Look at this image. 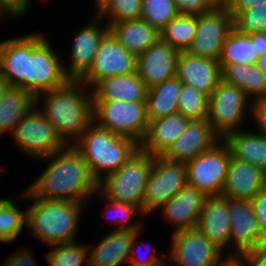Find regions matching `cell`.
<instances>
[{
  "mask_svg": "<svg viewBox=\"0 0 266 266\" xmlns=\"http://www.w3.org/2000/svg\"><path fill=\"white\" fill-rule=\"evenodd\" d=\"M175 76L209 97L221 80V68L217 60L180 52Z\"/></svg>",
  "mask_w": 266,
  "mask_h": 266,
  "instance_id": "44dd1931",
  "label": "cell"
},
{
  "mask_svg": "<svg viewBox=\"0 0 266 266\" xmlns=\"http://www.w3.org/2000/svg\"><path fill=\"white\" fill-rule=\"evenodd\" d=\"M86 87L80 80H69L64 86L35 97V105L67 145L72 141L73 144L93 122L92 92L88 95ZM40 99L44 107L38 105Z\"/></svg>",
  "mask_w": 266,
  "mask_h": 266,
  "instance_id": "7a4b0ae2",
  "label": "cell"
},
{
  "mask_svg": "<svg viewBox=\"0 0 266 266\" xmlns=\"http://www.w3.org/2000/svg\"><path fill=\"white\" fill-rule=\"evenodd\" d=\"M93 121L140 144L147 131L146 102L93 101Z\"/></svg>",
  "mask_w": 266,
  "mask_h": 266,
  "instance_id": "8992f818",
  "label": "cell"
},
{
  "mask_svg": "<svg viewBox=\"0 0 266 266\" xmlns=\"http://www.w3.org/2000/svg\"><path fill=\"white\" fill-rule=\"evenodd\" d=\"M179 15H200L214 5L209 0H173Z\"/></svg>",
  "mask_w": 266,
  "mask_h": 266,
  "instance_id": "60d3db41",
  "label": "cell"
},
{
  "mask_svg": "<svg viewBox=\"0 0 266 266\" xmlns=\"http://www.w3.org/2000/svg\"><path fill=\"white\" fill-rule=\"evenodd\" d=\"M179 51L160 38L137 56L136 73L147 88L175 77Z\"/></svg>",
  "mask_w": 266,
  "mask_h": 266,
  "instance_id": "d6986e66",
  "label": "cell"
},
{
  "mask_svg": "<svg viewBox=\"0 0 266 266\" xmlns=\"http://www.w3.org/2000/svg\"><path fill=\"white\" fill-rule=\"evenodd\" d=\"M189 122L190 119L179 112L152 120L139 149L152 156H162Z\"/></svg>",
  "mask_w": 266,
  "mask_h": 266,
  "instance_id": "cb8c5ba5",
  "label": "cell"
},
{
  "mask_svg": "<svg viewBox=\"0 0 266 266\" xmlns=\"http://www.w3.org/2000/svg\"><path fill=\"white\" fill-rule=\"evenodd\" d=\"M250 201L262 236L266 240V188L259 191Z\"/></svg>",
  "mask_w": 266,
  "mask_h": 266,
  "instance_id": "7bdbcfd3",
  "label": "cell"
},
{
  "mask_svg": "<svg viewBox=\"0 0 266 266\" xmlns=\"http://www.w3.org/2000/svg\"><path fill=\"white\" fill-rule=\"evenodd\" d=\"M212 266H242L241 256L240 255H229L226 258H220L214 265Z\"/></svg>",
  "mask_w": 266,
  "mask_h": 266,
  "instance_id": "f907efd6",
  "label": "cell"
},
{
  "mask_svg": "<svg viewBox=\"0 0 266 266\" xmlns=\"http://www.w3.org/2000/svg\"><path fill=\"white\" fill-rule=\"evenodd\" d=\"M109 31L136 57L160 38V32L142 18L114 23L109 27Z\"/></svg>",
  "mask_w": 266,
  "mask_h": 266,
  "instance_id": "4316f807",
  "label": "cell"
},
{
  "mask_svg": "<svg viewBox=\"0 0 266 266\" xmlns=\"http://www.w3.org/2000/svg\"><path fill=\"white\" fill-rule=\"evenodd\" d=\"M46 38L41 32L0 42L1 74L9 86L24 90L27 56Z\"/></svg>",
  "mask_w": 266,
  "mask_h": 266,
  "instance_id": "e0dca14e",
  "label": "cell"
},
{
  "mask_svg": "<svg viewBox=\"0 0 266 266\" xmlns=\"http://www.w3.org/2000/svg\"><path fill=\"white\" fill-rule=\"evenodd\" d=\"M74 241L53 245V250L47 254L49 266H88V245L77 244Z\"/></svg>",
  "mask_w": 266,
  "mask_h": 266,
  "instance_id": "d590c367",
  "label": "cell"
},
{
  "mask_svg": "<svg viewBox=\"0 0 266 266\" xmlns=\"http://www.w3.org/2000/svg\"><path fill=\"white\" fill-rule=\"evenodd\" d=\"M242 266H266V245L241 255Z\"/></svg>",
  "mask_w": 266,
  "mask_h": 266,
  "instance_id": "bcb514c9",
  "label": "cell"
},
{
  "mask_svg": "<svg viewBox=\"0 0 266 266\" xmlns=\"http://www.w3.org/2000/svg\"><path fill=\"white\" fill-rule=\"evenodd\" d=\"M95 6L98 9L106 0H94Z\"/></svg>",
  "mask_w": 266,
  "mask_h": 266,
  "instance_id": "11a10c76",
  "label": "cell"
},
{
  "mask_svg": "<svg viewBox=\"0 0 266 266\" xmlns=\"http://www.w3.org/2000/svg\"><path fill=\"white\" fill-rule=\"evenodd\" d=\"M29 198L27 226L31 234L51 246L76 240L79 218L87 202L48 200L33 196L28 190L20 198Z\"/></svg>",
  "mask_w": 266,
  "mask_h": 266,
  "instance_id": "3957f363",
  "label": "cell"
},
{
  "mask_svg": "<svg viewBox=\"0 0 266 266\" xmlns=\"http://www.w3.org/2000/svg\"><path fill=\"white\" fill-rule=\"evenodd\" d=\"M187 184L186 163L154 156L142 202L144 216L158 211Z\"/></svg>",
  "mask_w": 266,
  "mask_h": 266,
  "instance_id": "9c48e42d",
  "label": "cell"
},
{
  "mask_svg": "<svg viewBox=\"0 0 266 266\" xmlns=\"http://www.w3.org/2000/svg\"><path fill=\"white\" fill-rule=\"evenodd\" d=\"M95 10L101 19H109L110 27L114 23L141 18L142 0H106Z\"/></svg>",
  "mask_w": 266,
  "mask_h": 266,
  "instance_id": "e575fe53",
  "label": "cell"
},
{
  "mask_svg": "<svg viewBox=\"0 0 266 266\" xmlns=\"http://www.w3.org/2000/svg\"><path fill=\"white\" fill-rule=\"evenodd\" d=\"M5 15V17H7V15L0 9V17L3 18ZM3 16V17H2Z\"/></svg>",
  "mask_w": 266,
  "mask_h": 266,
  "instance_id": "6f0895ef",
  "label": "cell"
},
{
  "mask_svg": "<svg viewBox=\"0 0 266 266\" xmlns=\"http://www.w3.org/2000/svg\"><path fill=\"white\" fill-rule=\"evenodd\" d=\"M155 266H172V265H170L169 263H168V265H167L166 260H164L163 262H161V263H159V264H157V265H155Z\"/></svg>",
  "mask_w": 266,
  "mask_h": 266,
  "instance_id": "9f6ffc18",
  "label": "cell"
},
{
  "mask_svg": "<svg viewBox=\"0 0 266 266\" xmlns=\"http://www.w3.org/2000/svg\"><path fill=\"white\" fill-rule=\"evenodd\" d=\"M230 158V149L221 139L210 150L186 163L188 185L206 196L221 195Z\"/></svg>",
  "mask_w": 266,
  "mask_h": 266,
  "instance_id": "8fae6325",
  "label": "cell"
},
{
  "mask_svg": "<svg viewBox=\"0 0 266 266\" xmlns=\"http://www.w3.org/2000/svg\"><path fill=\"white\" fill-rule=\"evenodd\" d=\"M266 188V173L250 164L231 156L221 195L229 199L251 200Z\"/></svg>",
  "mask_w": 266,
  "mask_h": 266,
  "instance_id": "7402d4cb",
  "label": "cell"
},
{
  "mask_svg": "<svg viewBox=\"0 0 266 266\" xmlns=\"http://www.w3.org/2000/svg\"><path fill=\"white\" fill-rule=\"evenodd\" d=\"M171 236L172 247L165 259L173 266H212L223 256L197 228L179 230Z\"/></svg>",
  "mask_w": 266,
  "mask_h": 266,
  "instance_id": "5bb4252c",
  "label": "cell"
},
{
  "mask_svg": "<svg viewBox=\"0 0 266 266\" xmlns=\"http://www.w3.org/2000/svg\"><path fill=\"white\" fill-rule=\"evenodd\" d=\"M249 100L239 87L220 80L209 96L207 120L221 139L243 125L247 110H252L251 104L247 107Z\"/></svg>",
  "mask_w": 266,
  "mask_h": 266,
  "instance_id": "ba28073f",
  "label": "cell"
},
{
  "mask_svg": "<svg viewBox=\"0 0 266 266\" xmlns=\"http://www.w3.org/2000/svg\"><path fill=\"white\" fill-rule=\"evenodd\" d=\"M137 231L116 230L115 228L96 245L88 249V266H121L129 263L131 242ZM126 261V262H125Z\"/></svg>",
  "mask_w": 266,
  "mask_h": 266,
  "instance_id": "484cf974",
  "label": "cell"
},
{
  "mask_svg": "<svg viewBox=\"0 0 266 266\" xmlns=\"http://www.w3.org/2000/svg\"><path fill=\"white\" fill-rule=\"evenodd\" d=\"M11 136L19 148L38 160L67 146L36 105L15 126Z\"/></svg>",
  "mask_w": 266,
  "mask_h": 266,
  "instance_id": "52a82bcc",
  "label": "cell"
},
{
  "mask_svg": "<svg viewBox=\"0 0 266 266\" xmlns=\"http://www.w3.org/2000/svg\"><path fill=\"white\" fill-rule=\"evenodd\" d=\"M49 40L45 38L27 56L24 90L34 97L47 91L64 86L70 79L66 76L63 63L53 50Z\"/></svg>",
  "mask_w": 266,
  "mask_h": 266,
  "instance_id": "30bf717a",
  "label": "cell"
},
{
  "mask_svg": "<svg viewBox=\"0 0 266 266\" xmlns=\"http://www.w3.org/2000/svg\"><path fill=\"white\" fill-rule=\"evenodd\" d=\"M234 28L233 16L226 6H214L197 15L195 37L187 53L219 61L225 38Z\"/></svg>",
  "mask_w": 266,
  "mask_h": 266,
  "instance_id": "7c38bea8",
  "label": "cell"
},
{
  "mask_svg": "<svg viewBox=\"0 0 266 266\" xmlns=\"http://www.w3.org/2000/svg\"><path fill=\"white\" fill-rule=\"evenodd\" d=\"M95 16L92 22L75 34L72 41L71 62L67 67L63 65L64 72L70 80H80L89 71L101 40L109 32L108 24L102 27L100 23L104 20L97 14Z\"/></svg>",
  "mask_w": 266,
  "mask_h": 266,
  "instance_id": "2e32d148",
  "label": "cell"
},
{
  "mask_svg": "<svg viewBox=\"0 0 266 266\" xmlns=\"http://www.w3.org/2000/svg\"><path fill=\"white\" fill-rule=\"evenodd\" d=\"M21 250L11 254L2 266H37L31 250L26 248Z\"/></svg>",
  "mask_w": 266,
  "mask_h": 266,
  "instance_id": "7dc6e473",
  "label": "cell"
},
{
  "mask_svg": "<svg viewBox=\"0 0 266 266\" xmlns=\"http://www.w3.org/2000/svg\"><path fill=\"white\" fill-rule=\"evenodd\" d=\"M221 80L239 87L251 100L266 97V75L253 64L220 65Z\"/></svg>",
  "mask_w": 266,
  "mask_h": 266,
  "instance_id": "f1b7e54d",
  "label": "cell"
},
{
  "mask_svg": "<svg viewBox=\"0 0 266 266\" xmlns=\"http://www.w3.org/2000/svg\"><path fill=\"white\" fill-rule=\"evenodd\" d=\"M214 6H225L227 0H209Z\"/></svg>",
  "mask_w": 266,
  "mask_h": 266,
  "instance_id": "db71d44e",
  "label": "cell"
},
{
  "mask_svg": "<svg viewBox=\"0 0 266 266\" xmlns=\"http://www.w3.org/2000/svg\"><path fill=\"white\" fill-rule=\"evenodd\" d=\"M105 199H107V203H106L107 208L111 209L110 211H113L112 212L113 215L116 214L115 217L111 216L114 218V220L115 219L117 220L115 223L118 222L117 224H119V227H117L116 230H141L142 223H137L136 221H134L132 224L131 223L128 224V221H130L133 215L136 216L138 213L140 214V216L141 214L144 215L140 207L134 204H131V203L118 202V201H114L108 198H105ZM110 220L111 219H109V221Z\"/></svg>",
  "mask_w": 266,
  "mask_h": 266,
  "instance_id": "ab89813d",
  "label": "cell"
},
{
  "mask_svg": "<svg viewBox=\"0 0 266 266\" xmlns=\"http://www.w3.org/2000/svg\"><path fill=\"white\" fill-rule=\"evenodd\" d=\"M259 55L256 52L255 40L233 28L222 45L219 58L220 65L257 64Z\"/></svg>",
  "mask_w": 266,
  "mask_h": 266,
  "instance_id": "1f68e13d",
  "label": "cell"
},
{
  "mask_svg": "<svg viewBox=\"0 0 266 266\" xmlns=\"http://www.w3.org/2000/svg\"><path fill=\"white\" fill-rule=\"evenodd\" d=\"M222 141L230 149L231 156L249 162L266 173V137L259 132L241 129L227 133Z\"/></svg>",
  "mask_w": 266,
  "mask_h": 266,
  "instance_id": "83f0119b",
  "label": "cell"
},
{
  "mask_svg": "<svg viewBox=\"0 0 266 266\" xmlns=\"http://www.w3.org/2000/svg\"><path fill=\"white\" fill-rule=\"evenodd\" d=\"M137 57L109 31L101 40L89 71L80 79L89 89L110 76L136 73Z\"/></svg>",
  "mask_w": 266,
  "mask_h": 266,
  "instance_id": "4fadbf2b",
  "label": "cell"
},
{
  "mask_svg": "<svg viewBox=\"0 0 266 266\" xmlns=\"http://www.w3.org/2000/svg\"><path fill=\"white\" fill-rule=\"evenodd\" d=\"M220 140L207 119L190 120L162 157L173 162L187 163L210 150Z\"/></svg>",
  "mask_w": 266,
  "mask_h": 266,
  "instance_id": "ac0fdd59",
  "label": "cell"
},
{
  "mask_svg": "<svg viewBox=\"0 0 266 266\" xmlns=\"http://www.w3.org/2000/svg\"><path fill=\"white\" fill-rule=\"evenodd\" d=\"M140 231H137L131 242V252L129 257V265L130 266H155L164 261L166 254L163 256H159L158 254L152 253L151 255H147L146 258L140 257L135 251L136 244L139 242ZM150 245V244H149ZM138 250V249H137ZM150 253V252H149ZM137 254V255H136Z\"/></svg>",
  "mask_w": 266,
  "mask_h": 266,
  "instance_id": "b9f144b4",
  "label": "cell"
},
{
  "mask_svg": "<svg viewBox=\"0 0 266 266\" xmlns=\"http://www.w3.org/2000/svg\"><path fill=\"white\" fill-rule=\"evenodd\" d=\"M266 0H227L226 7L230 13L233 11H244L253 6L262 5Z\"/></svg>",
  "mask_w": 266,
  "mask_h": 266,
  "instance_id": "c3c4849f",
  "label": "cell"
},
{
  "mask_svg": "<svg viewBox=\"0 0 266 266\" xmlns=\"http://www.w3.org/2000/svg\"><path fill=\"white\" fill-rule=\"evenodd\" d=\"M35 105V97L19 87L9 86L0 100V138L3 134L10 136L15 126Z\"/></svg>",
  "mask_w": 266,
  "mask_h": 266,
  "instance_id": "4dcf8cb0",
  "label": "cell"
},
{
  "mask_svg": "<svg viewBox=\"0 0 266 266\" xmlns=\"http://www.w3.org/2000/svg\"><path fill=\"white\" fill-rule=\"evenodd\" d=\"M154 156L138 149L119 169L98 182V194L134 204L142 209L146 185Z\"/></svg>",
  "mask_w": 266,
  "mask_h": 266,
  "instance_id": "5b68a950",
  "label": "cell"
},
{
  "mask_svg": "<svg viewBox=\"0 0 266 266\" xmlns=\"http://www.w3.org/2000/svg\"><path fill=\"white\" fill-rule=\"evenodd\" d=\"M230 244L228 255H242L266 245L250 200L229 199Z\"/></svg>",
  "mask_w": 266,
  "mask_h": 266,
  "instance_id": "9a60e30c",
  "label": "cell"
},
{
  "mask_svg": "<svg viewBox=\"0 0 266 266\" xmlns=\"http://www.w3.org/2000/svg\"><path fill=\"white\" fill-rule=\"evenodd\" d=\"M197 30V15H178L160 30V39L179 52H186Z\"/></svg>",
  "mask_w": 266,
  "mask_h": 266,
  "instance_id": "d6a6232c",
  "label": "cell"
},
{
  "mask_svg": "<svg viewBox=\"0 0 266 266\" xmlns=\"http://www.w3.org/2000/svg\"><path fill=\"white\" fill-rule=\"evenodd\" d=\"M206 195L191 185H185L174 197L168 200L161 210L175 230L196 228Z\"/></svg>",
  "mask_w": 266,
  "mask_h": 266,
  "instance_id": "603a6c76",
  "label": "cell"
},
{
  "mask_svg": "<svg viewBox=\"0 0 266 266\" xmlns=\"http://www.w3.org/2000/svg\"><path fill=\"white\" fill-rule=\"evenodd\" d=\"M254 102V103H253ZM251 101V114L254 118L253 121L259 126V133L266 137V97Z\"/></svg>",
  "mask_w": 266,
  "mask_h": 266,
  "instance_id": "f6af8a7d",
  "label": "cell"
},
{
  "mask_svg": "<svg viewBox=\"0 0 266 266\" xmlns=\"http://www.w3.org/2000/svg\"><path fill=\"white\" fill-rule=\"evenodd\" d=\"M147 89L137 73H132L101 79L91 90L93 101L145 102Z\"/></svg>",
  "mask_w": 266,
  "mask_h": 266,
  "instance_id": "d4e9b609",
  "label": "cell"
},
{
  "mask_svg": "<svg viewBox=\"0 0 266 266\" xmlns=\"http://www.w3.org/2000/svg\"><path fill=\"white\" fill-rule=\"evenodd\" d=\"M234 28L244 34L266 32V2L244 11H233Z\"/></svg>",
  "mask_w": 266,
  "mask_h": 266,
  "instance_id": "f35d334b",
  "label": "cell"
},
{
  "mask_svg": "<svg viewBox=\"0 0 266 266\" xmlns=\"http://www.w3.org/2000/svg\"><path fill=\"white\" fill-rule=\"evenodd\" d=\"M256 65L266 75V54L258 58Z\"/></svg>",
  "mask_w": 266,
  "mask_h": 266,
  "instance_id": "f5cc1de1",
  "label": "cell"
},
{
  "mask_svg": "<svg viewBox=\"0 0 266 266\" xmlns=\"http://www.w3.org/2000/svg\"><path fill=\"white\" fill-rule=\"evenodd\" d=\"M173 0H142L141 18L160 30L178 16Z\"/></svg>",
  "mask_w": 266,
  "mask_h": 266,
  "instance_id": "74e56055",
  "label": "cell"
},
{
  "mask_svg": "<svg viewBox=\"0 0 266 266\" xmlns=\"http://www.w3.org/2000/svg\"><path fill=\"white\" fill-rule=\"evenodd\" d=\"M209 97L192 86L182 83L178 112L190 120L208 119Z\"/></svg>",
  "mask_w": 266,
  "mask_h": 266,
  "instance_id": "8d00e7d4",
  "label": "cell"
},
{
  "mask_svg": "<svg viewBox=\"0 0 266 266\" xmlns=\"http://www.w3.org/2000/svg\"><path fill=\"white\" fill-rule=\"evenodd\" d=\"M28 211L9 198L0 199V243H11L21 234L23 226L27 227Z\"/></svg>",
  "mask_w": 266,
  "mask_h": 266,
  "instance_id": "836d02e7",
  "label": "cell"
},
{
  "mask_svg": "<svg viewBox=\"0 0 266 266\" xmlns=\"http://www.w3.org/2000/svg\"><path fill=\"white\" fill-rule=\"evenodd\" d=\"M41 160L48 161L49 165L29 185L27 190L33 196L48 200L86 202L90 196L97 194L98 181L72 144Z\"/></svg>",
  "mask_w": 266,
  "mask_h": 266,
  "instance_id": "6da1fadb",
  "label": "cell"
},
{
  "mask_svg": "<svg viewBox=\"0 0 266 266\" xmlns=\"http://www.w3.org/2000/svg\"><path fill=\"white\" fill-rule=\"evenodd\" d=\"M72 145L98 182L119 169L139 149L133 139L114 134L94 121Z\"/></svg>",
  "mask_w": 266,
  "mask_h": 266,
  "instance_id": "277c9868",
  "label": "cell"
},
{
  "mask_svg": "<svg viewBox=\"0 0 266 266\" xmlns=\"http://www.w3.org/2000/svg\"><path fill=\"white\" fill-rule=\"evenodd\" d=\"M251 40H255L257 54L263 56L266 54V32H257L249 34Z\"/></svg>",
  "mask_w": 266,
  "mask_h": 266,
  "instance_id": "681fc988",
  "label": "cell"
},
{
  "mask_svg": "<svg viewBox=\"0 0 266 266\" xmlns=\"http://www.w3.org/2000/svg\"><path fill=\"white\" fill-rule=\"evenodd\" d=\"M1 56H0V76H1Z\"/></svg>",
  "mask_w": 266,
  "mask_h": 266,
  "instance_id": "680465c9",
  "label": "cell"
},
{
  "mask_svg": "<svg viewBox=\"0 0 266 266\" xmlns=\"http://www.w3.org/2000/svg\"><path fill=\"white\" fill-rule=\"evenodd\" d=\"M229 198L207 196L200 212L196 228L224 254L230 246Z\"/></svg>",
  "mask_w": 266,
  "mask_h": 266,
  "instance_id": "ffe728a7",
  "label": "cell"
},
{
  "mask_svg": "<svg viewBox=\"0 0 266 266\" xmlns=\"http://www.w3.org/2000/svg\"><path fill=\"white\" fill-rule=\"evenodd\" d=\"M182 82L175 76L147 89L146 116L148 122L178 112Z\"/></svg>",
  "mask_w": 266,
  "mask_h": 266,
  "instance_id": "f546056e",
  "label": "cell"
},
{
  "mask_svg": "<svg viewBox=\"0 0 266 266\" xmlns=\"http://www.w3.org/2000/svg\"><path fill=\"white\" fill-rule=\"evenodd\" d=\"M9 84L7 80L1 75L0 76V100L2 99L5 91L8 89Z\"/></svg>",
  "mask_w": 266,
  "mask_h": 266,
  "instance_id": "816d5d0a",
  "label": "cell"
},
{
  "mask_svg": "<svg viewBox=\"0 0 266 266\" xmlns=\"http://www.w3.org/2000/svg\"><path fill=\"white\" fill-rule=\"evenodd\" d=\"M31 0H0V9L9 17L23 16L30 6ZM28 9V10H27Z\"/></svg>",
  "mask_w": 266,
  "mask_h": 266,
  "instance_id": "ee69618b",
  "label": "cell"
}]
</instances>
